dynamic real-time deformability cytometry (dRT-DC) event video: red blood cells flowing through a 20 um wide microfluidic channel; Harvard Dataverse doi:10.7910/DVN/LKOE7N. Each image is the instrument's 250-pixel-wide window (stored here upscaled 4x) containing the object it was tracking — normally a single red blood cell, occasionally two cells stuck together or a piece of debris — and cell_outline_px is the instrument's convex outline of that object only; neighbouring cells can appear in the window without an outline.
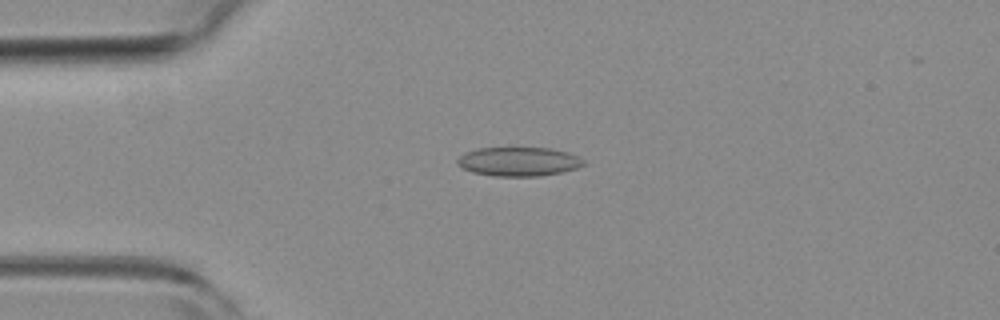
{"species": "common noctule bat (a hibernating species)", "species_latin": "Nyctalus noctula", "temperature_condition": "room temperature", "stored_images_in_passage": 4, "camera_frame_rate_fps": 3000, "um_per_image_px": 0.085, "animal": {"sex": "female", "body_mass_g": 19.3, "forearm_length_mm": 54.1}, "frame": {"image": 1, "passage_image": 3, "time_ms": 0.667, "image_size_px": [1000, 320], "cell_outline_px": [[584, 164], [576, 168], [560, 172], [540, 176], [492, 176], [472, 172], [456, 164], [456, 160], [464, 152], [476, 148], [552, 148], [568, 152], [584, 160]], "centroid_in_image_um": [44.04, 13.73], "position_along_channel_um": 41.0, "area_um2": 21.33}}